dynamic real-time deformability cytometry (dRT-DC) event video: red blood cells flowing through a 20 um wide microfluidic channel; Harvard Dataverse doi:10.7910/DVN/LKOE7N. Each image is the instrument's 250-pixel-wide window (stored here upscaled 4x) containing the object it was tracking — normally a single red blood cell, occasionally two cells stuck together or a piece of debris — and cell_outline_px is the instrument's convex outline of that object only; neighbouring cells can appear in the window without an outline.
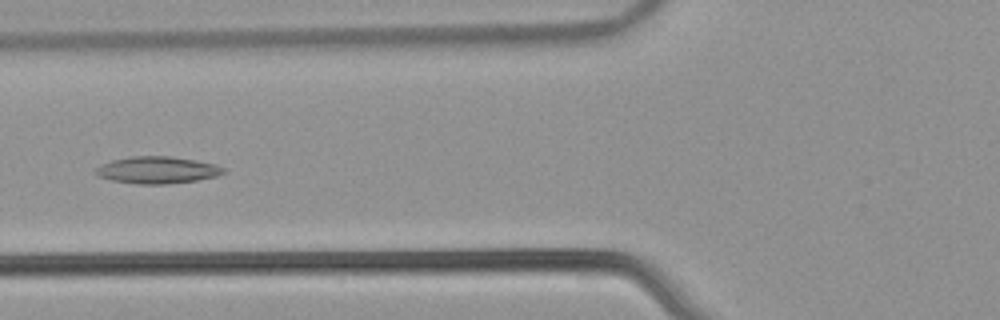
{"species": "common noctule bat (a hibernating species)", "species_latin": "Nyctalus noctula", "temperature_condition": "warm", "stored_images_in_passage": 48, "camera_frame_rate_fps": 3000, "um_per_image_px": 0.085, "animal": {"sex": "male", "body_mass_g": 21.5, "forearm_length_mm": 52.0}, "frame": {"image": 1, "passage_image": 16, "time_ms": 5.0, "image_size_px": [1000, 320], "cell_outline_px": [[224, 172], [216, 176], [196, 180], [164, 184], [136, 184], [112, 180], [100, 176], [92, 172], [100, 164], [112, 160], [132, 156], [172, 156], [196, 160], [216, 164], [224, 168]], "centroid_in_image_um": [13.34, 14.44], "position_along_channel_um": 112.5, "area_um2": 20.06}}
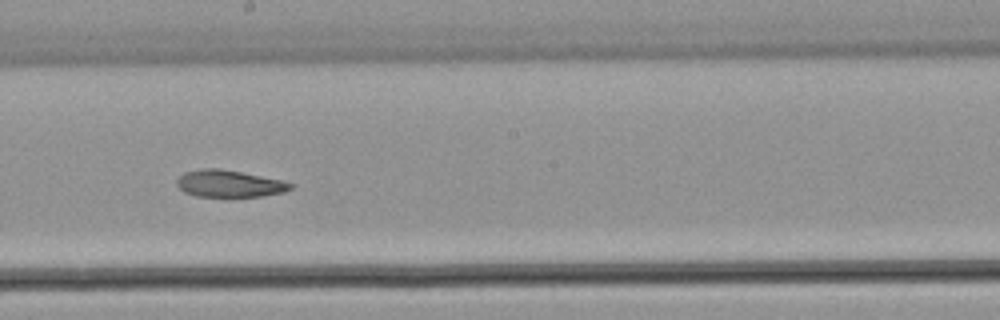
{"frame": {"image": 2, "passage_image": 25, "time_ms": 8.0, "image_size_px": [1000, 320], "cell_outline_px": [[292, 188], [284, 192], [260, 196], [196, 196], [184, 192], [176, 184], [176, 180], [184, 172], [200, 168], [216, 168], [240, 172], [280, 180], [292, 184]], "centroid_in_image_um": [19.43, 15.6], "position_along_channel_um": 228.8, "area_um2": 17.57}}
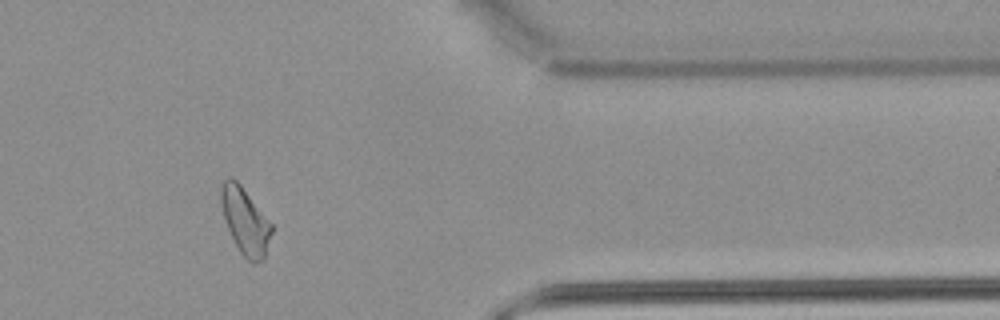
{"frame": {"image": 3, "passage_image": 39, "time_ms": 12.667, "image_size_px": [1000, 320], "cell_outline_px": [[272, 232], [264, 260], [256, 264], [252, 264], [240, 252], [228, 228], [224, 216], [220, 200], [220, 188], [224, 180], [228, 176], [232, 176], [240, 184], [272, 224]], "centroid_in_image_um": [20.85, 18.8], "position_along_channel_um": 390.6, "area_um2": 19.48}, "authors_computed_cell_mechanics": {"area_um2": 19.5942, "velocity_mm_per_s": 3.8794, "shape_relaxation_time_tau1_ms": null, "shape_relaxation_time_tau2_ms": 4.1206, "deformation_change_tau1": null, "deformation_change_tau2": 0.1195}}